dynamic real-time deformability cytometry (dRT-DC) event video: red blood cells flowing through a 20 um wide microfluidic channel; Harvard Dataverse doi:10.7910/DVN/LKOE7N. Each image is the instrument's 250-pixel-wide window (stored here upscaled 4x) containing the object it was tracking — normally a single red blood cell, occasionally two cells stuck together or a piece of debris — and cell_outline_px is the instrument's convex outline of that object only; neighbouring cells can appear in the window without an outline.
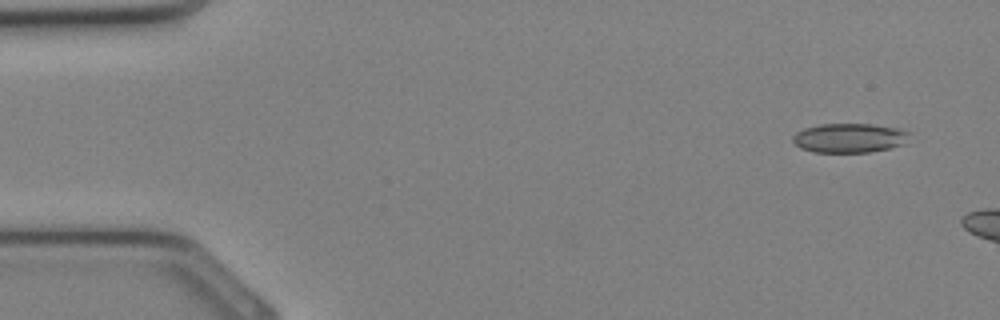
{"species": "Egyptian fruit bat (a non-hibernating species)", "species_latin": "Rousettus aegyptiacus", "temperature_condition": "cold", "stored_images_in_passage": 4, "camera_frame_rate_fps": 3000, "um_per_image_px": 0.085, "animal": {"sex": "female"}, "frame": {"image": 1, "passage_image": 1, "time_ms": 0.0, "image_size_px": [1000, 320], "cell_outline_px": [[912, 132], [900, 144], [888, 148], [868, 152], [812, 152], [800, 148], [792, 140], [792, 136], [796, 132], [804, 128], [820, 124], [872, 124], [900, 128]], "centroid_in_image_um": [72.15, 11.71], "position_along_channel_um": 12.8, "area_um2": 19.83}}